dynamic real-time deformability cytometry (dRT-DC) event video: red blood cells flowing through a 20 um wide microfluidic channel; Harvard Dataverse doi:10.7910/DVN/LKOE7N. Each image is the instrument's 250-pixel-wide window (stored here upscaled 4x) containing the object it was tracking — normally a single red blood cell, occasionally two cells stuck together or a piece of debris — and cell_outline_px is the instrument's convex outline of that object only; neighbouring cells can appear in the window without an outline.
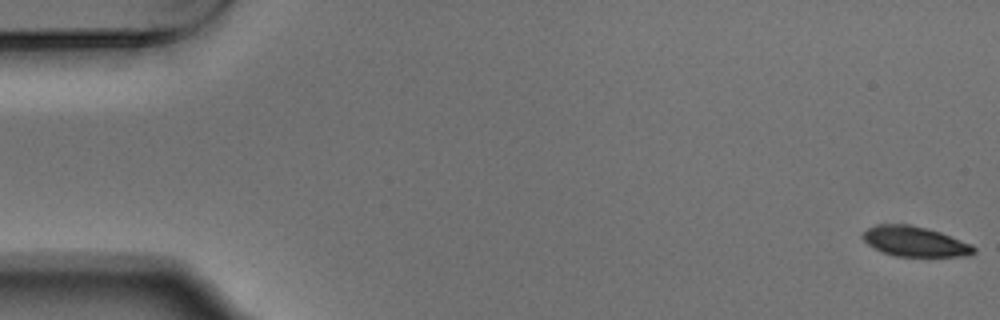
{"species": "Egyptian fruit bat (a non-hibernating species)", "species_latin": "Rousettus aegyptiacus", "temperature_condition": "warm", "stored_images_in_passage": 56, "camera_frame_rate_fps": 3000, "um_per_image_px": 0.085, "animal": {"sex": "male"}, "frame": {"image": 1, "passage_image": 1, "time_ms": 0.0, "image_size_px": [1000, 320], "cell_outline_px": [[976, 252], [968, 256], [896, 256], [872, 248], [860, 236], [860, 232], [868, 228], [880, 224], [908, 224], [928, 228], [940, 232], [972, 244], [976, 248]], "centroid_in_image_um": [77.75, 20.52], "position_along_channel_um": 7.3, "area_um2": 19.59}}
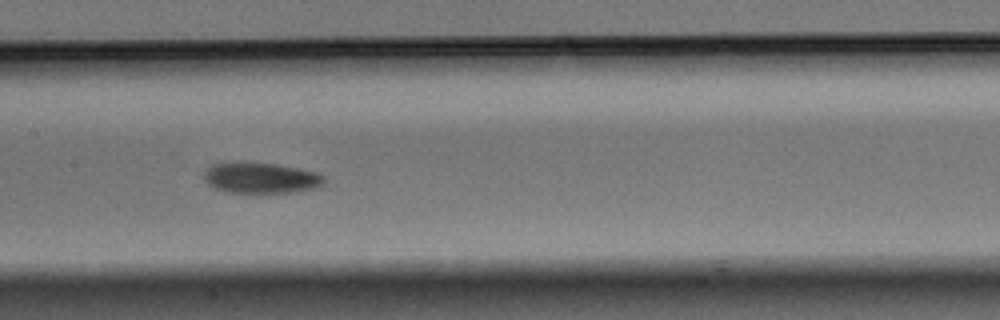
{"frame": {"image": 2, "passage_image": 27, "time_ms": 8.667, "image_size_px": [1000, 320], "cell_outline_px": [[324, 184], [320, 188], [288, 192], [228, 192], [216, 188], [208, 184], [204, 180], [204, 172], [212, 164], [236, 160], [244, 160], [276, 164], [300, 168], [316, 172], [324, 176]], "centroid_in_image_um": [22.17, 15.08], "position_along_channel_um": 185.2, "area_um2": 22.02}}
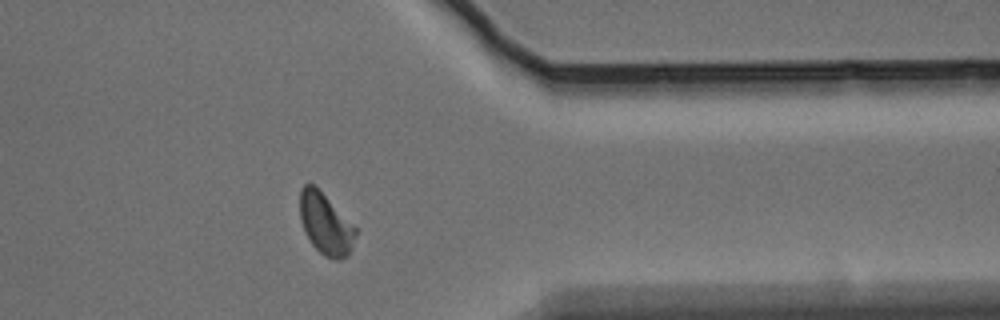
{"frame": {"image": 3, "passage_image": 44, "time_ms": 14.333, "image_size_px": [1000, 320], "cell_outline_px": [[356, 236], [352, 248], [348, 256], [340, 260], [336, 260], [324, 256], [312, 244], [304, 232], [300, 220], [300, 188], [304, 184], [316, 184], [356, 228]], "centroid_in_image_um": [27.66, 19.02], "position_along_channel_um": 383.7, "area_um2": 20.17}, "authors_computed_cell_mechanics": {"area_um2": 20.3745, "velocity_mm_per_s": 3.7152, "shape_relaxation_time_tau1_ms": 2.387, "shape_relaxation_time_tau2_ms": 6.6703, "deformation_change_tau1": 0.1273, "deformation_change_tau2": 0.1077}}